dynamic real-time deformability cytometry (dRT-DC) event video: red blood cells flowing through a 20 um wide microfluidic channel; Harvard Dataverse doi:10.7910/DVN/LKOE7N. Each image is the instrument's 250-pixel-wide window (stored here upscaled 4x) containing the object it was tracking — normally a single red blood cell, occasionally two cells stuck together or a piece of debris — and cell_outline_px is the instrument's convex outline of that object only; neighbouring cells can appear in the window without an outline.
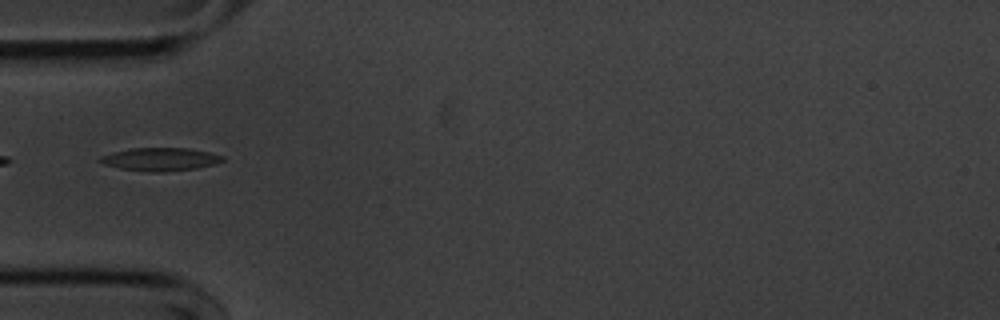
{"species": "common noctule bat (a hibernating species)", "species_latin": "Nyctalus noctula", "temperature_condition": "cold", "stored_images_in_passage": 38, "camera_frame_rate_fps": 3000, "um_per_image_px": 0.085, "animal": {"sex": "male", "body_mass_g": 20.1, "forearm_length_mm": 53.5}, "frame": {"image": 1, "passage_image": 1, "time_ms": 0.0, "image_size_px": [1000, 320], "cell_outline_px": [[224, 160], [216, 164], [196, 168], [164, 172], [152, 172], [120, 168], [104, 164], [96, 160], [100, 156], [112, 152], [132, 148], [188, 148], [208, 152], [224, 156]], "centroid_in_image_um": [13.61, 13.53], "position_along_channel_um": 71.4, "area_um2": 16.47}}
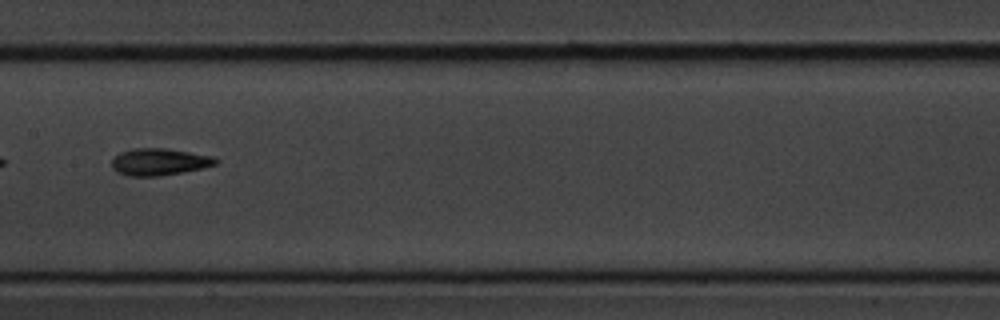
{"frame": {"image": 2, "passage_image": 11, "time_ms": 3.333, "image_size_px": [1000, 320], "cell_outline_px": [[220, 160], [216, 164], [200, 168], [160, 176], [128, 176], [116, 172], [112, 168], [112, 160], [120, 152], [132, 148], [168, 148], [212, 156]], "centroid_in_image_um": [13.51, 13.75], "position_along_channel_um": 193.9, "area_um2": 16.3}}
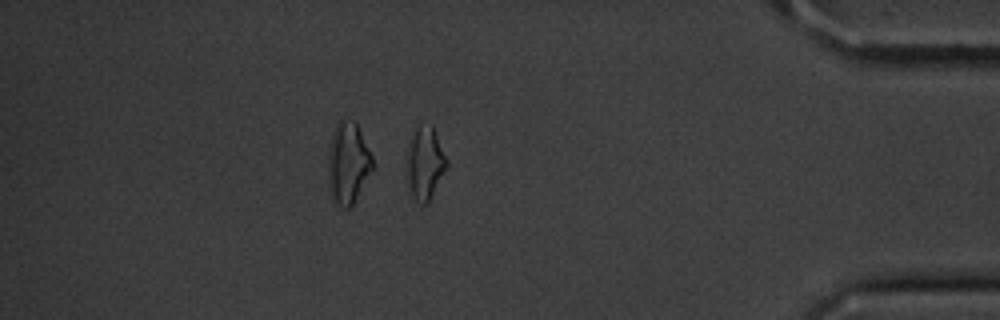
{"frame": {"image": 3, "passage_image": 31, "time_ms": 10.0, "image_size_px": [1000, 320], "cell_outline_px": [[448, 164], [428, 204], [420, 204], [412, 196], [404, 168], [404, 156], [416, 124], [420, 120], [432, 124], [448, 160]], "centroid_in_image_um": [36.08, 13.79], "position_along_channel_um": 399.1, "area_um2": 17.8}}